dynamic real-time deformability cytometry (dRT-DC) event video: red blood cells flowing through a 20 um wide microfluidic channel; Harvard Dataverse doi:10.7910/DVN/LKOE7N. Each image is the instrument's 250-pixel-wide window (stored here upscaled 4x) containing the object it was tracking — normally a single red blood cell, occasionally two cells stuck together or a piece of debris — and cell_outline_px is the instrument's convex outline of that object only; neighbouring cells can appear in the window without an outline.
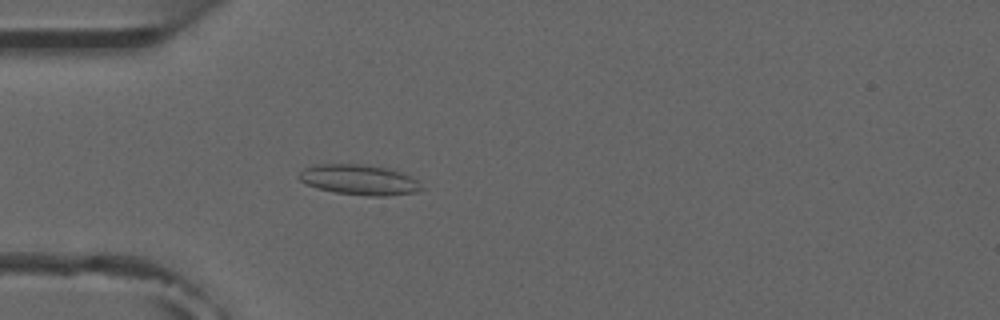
{"species": "common noctule bat (a hibernating species)", "species_latin": "Nyctalus noctula", "temperature_condition": "room temperature", "stored_images_in_passage": 4, "camera_frame_rate_fps": 3000, "um_per_image_px": 0.085, "animal": {"sex": "male", "forearm_length_mm": 52.5}, "frame": {"image": 1, "passage_image": 4, "time_ms": 3.667, "image_size_px": [1000, 320], "cell_outline_px": [[424, 188], [416, 192], [388, 196], [368, 196], [336, 192], [316, 188], [300, 180], [296, 176], [304, 168], [316, 164], [360, 164], [384, 168], [400, 172], [416, 180]], "centroid_in_image_um": [30.5, 15.29], "position_along_channel_um": 54.5, "area_um2": 21.39}}